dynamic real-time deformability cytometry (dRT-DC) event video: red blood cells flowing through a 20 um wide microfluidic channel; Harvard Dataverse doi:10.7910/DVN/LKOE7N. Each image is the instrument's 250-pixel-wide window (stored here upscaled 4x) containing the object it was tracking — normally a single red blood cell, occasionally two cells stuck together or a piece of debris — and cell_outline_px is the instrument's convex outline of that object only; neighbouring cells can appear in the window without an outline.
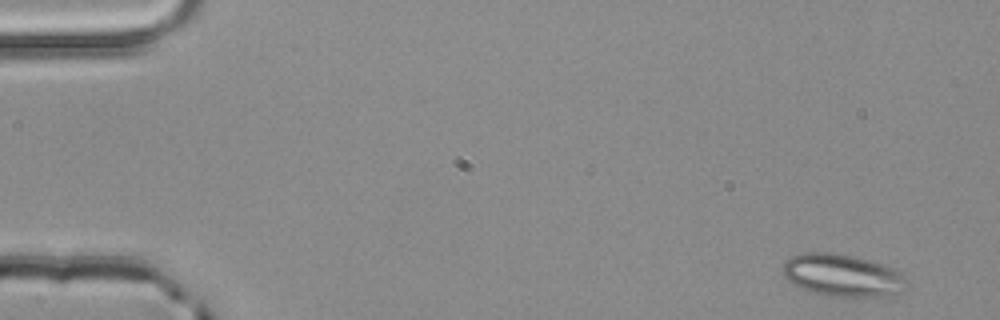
{"species": "common noctule bat (a hibernating species)", "species_latin": "Nyctalus noctula", "temperature_condition": "room temperature", "stored_images_in_passage": 4, "camera_frame_rate_fps": 3000, "um_per_image_px": 0.085, "animal": {"sex": "male", "body_mass_g": 20.4}, "frame": {"image": 1, "passage_image": 1, "time_ms": 0.0, "image_size_px": [1000, 320], "cell_outline_px": [[912, 284], [904, 292], [888, 300], [832, 296], [812, 292], [792, 284], [784, 276], [780, 268], [784, 260], [792, 256], [804, 252], [840, 252], [856, 256], [884, 264], [900, 272]], "centroid_in_image_um": [71.73, 23.45], "position_along_channel_um": 13.3, "area_um2": 32.43}}